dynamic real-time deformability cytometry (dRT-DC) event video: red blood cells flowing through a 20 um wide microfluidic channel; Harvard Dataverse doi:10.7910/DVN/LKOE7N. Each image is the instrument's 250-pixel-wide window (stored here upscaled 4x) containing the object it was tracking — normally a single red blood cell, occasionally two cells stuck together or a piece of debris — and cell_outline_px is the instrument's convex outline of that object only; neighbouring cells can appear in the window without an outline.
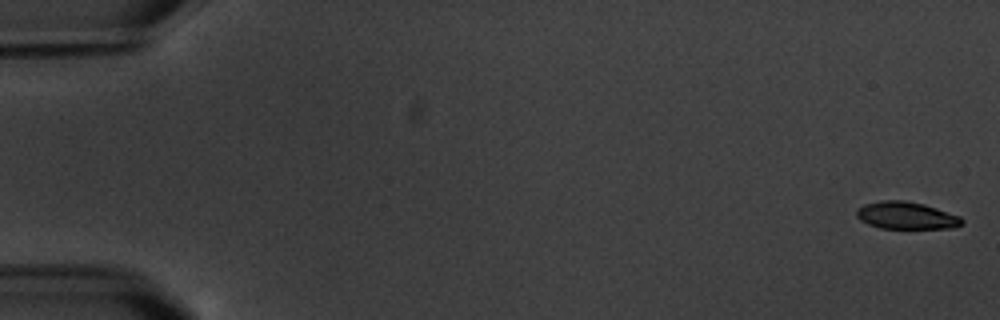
{"species": "common noctule bat (a hibernating species)", "species_latin": "Nyctalus noctula", "temperature_condition": "warm", "stored_images_in_passage": 6, "camera_frame_rate_fps": 3000, "um_per_image_px": 0.085, "animal": {"sex": "male", "body_mass_g": 20.1, "forearm_length_mm": 53.5}, "frame": {"image": 1, "passage_image": 1, "time_ms": 0.0, "image_size_px": [1000, 320], "cell_outline_px": [[964, 224], [952, 228], [880, 228], [868, 224], [860, 220], [856, 216], [856, 212], [864, 204], [880, 200], [904, 200], [924, 204], [960, 216], [964, 220]], "centroid_in_image_um": [77.05, 18.32], "position_along_channel_um": 8.0, "area_um2": 16.76}}
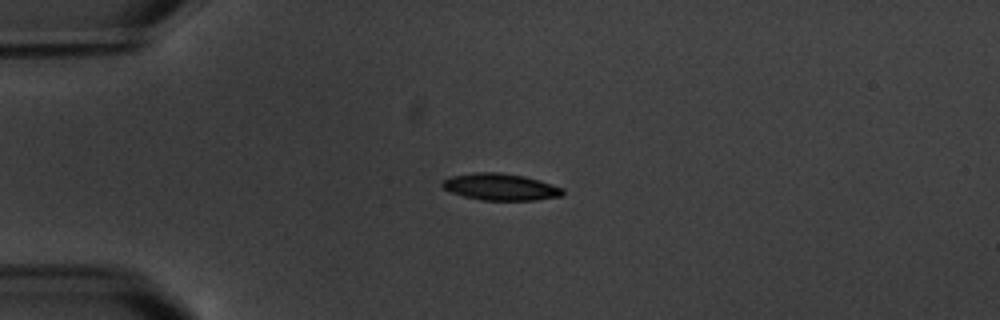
{"frame": {"image": 2, "passage_image": 5, "time_ms": 4.667, "image_size_px": [1000, 320], "cell_outline_px": [[564, 192], [560, 196], [536, 200], [480, 200], [464, 196], [452, 192], [444, 188], [440, 184], [440, 180], [452, 176], [476, 172], [496, 172], [524, 176], [540, 180], [564, 188]], "centroid_in_image_um": [42.53, 15.88], "position_along_channel_um": 42.5, "area_um2": 18.79}}